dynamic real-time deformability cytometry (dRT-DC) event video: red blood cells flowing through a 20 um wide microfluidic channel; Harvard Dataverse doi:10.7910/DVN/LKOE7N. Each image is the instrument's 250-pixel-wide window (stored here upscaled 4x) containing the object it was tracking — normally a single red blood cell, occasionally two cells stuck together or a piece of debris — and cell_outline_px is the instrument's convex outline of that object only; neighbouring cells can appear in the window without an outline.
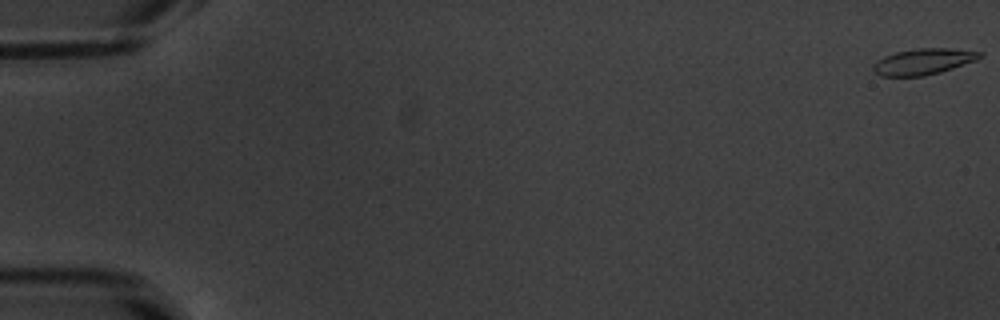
{"species": "common noctule bat (a hibernating species)", "species_latin": "Nyctalus noctula", "temperature_condition": "warm", "stored_images_in_passage": 54, "camera_frame_rate_fps": 3000, "um_per_image_px": 0.085, "animal": {"sex": "male", "body_mass_g": 20.1, "forearm_length_mm": 53.5}, "frame": {"image": 1, "passage_image": 1, "time_ms": 0.0, "image_size_px": [1000, 320], "cell_outline_px": [[984, 56], [976, 60], [940, 72], [924, 76], [880, 76], [872, 72], [872, 64], [876, 60], [884, 56], [896, 52], [916, 48], [948, 48], [984, 52]], "centroid_in_image_um": [78.45, 5.23], "position_along_channel_um": 6.5, "area_um2": 16.36}}
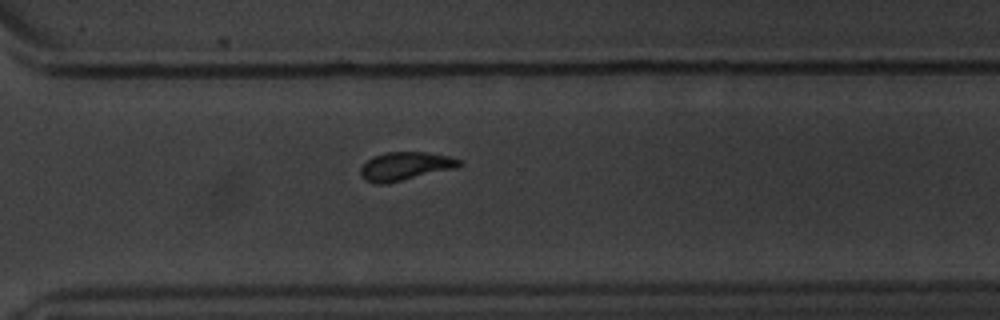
{"frame": {"image": 2, "passage_image": 40, "time_ms": 13.0, "image_size_px": [1000, 320], "cell_outline_px": [[464, 164], [456, 168], [388, 184], [376, 184], [364, 180], [360, 176], [360, 168], [372, 156], [384, 152], [428, 152], [448, 156], [460, 160]], "centroid_in_image_um": [34.43, 14.14], "position_along_channel_um": 336.2, "area_um2": 16.59}}
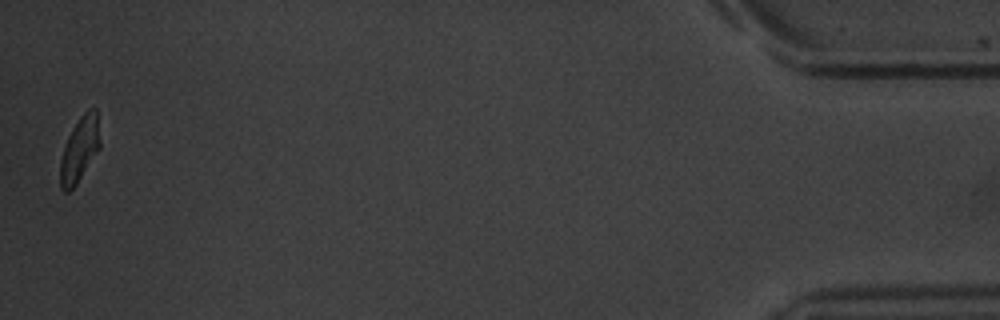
{"frame": {"image": 3, "passage_image": 54, "time_ms": 17.667, "image_size_px": [1000, 320], "cell_outline_px": [[100, 148], [76, 184], [68, 192], [64, 192], [60, 188], [60, 160], [68, 136], [72, 128], [80, 116], [88, 108], [96, 108], [100, 140]], "centroid_in_image_um": [6.76, 12.69], "position_along_channel_um": 428.4, "area_um2": 14.97}, "authors_computed_cell_mechanics": {"area_um2": 16.4441, "velocity_mm_per_s": 3.8108, "shape_relaxation_time_tau1_ms": 3.3665, "shape_relaxation_time_tau2_ms": 1.4107, "deformation_change_tau1": 0.1656, "deformation_change_tau2": 0.0556}}